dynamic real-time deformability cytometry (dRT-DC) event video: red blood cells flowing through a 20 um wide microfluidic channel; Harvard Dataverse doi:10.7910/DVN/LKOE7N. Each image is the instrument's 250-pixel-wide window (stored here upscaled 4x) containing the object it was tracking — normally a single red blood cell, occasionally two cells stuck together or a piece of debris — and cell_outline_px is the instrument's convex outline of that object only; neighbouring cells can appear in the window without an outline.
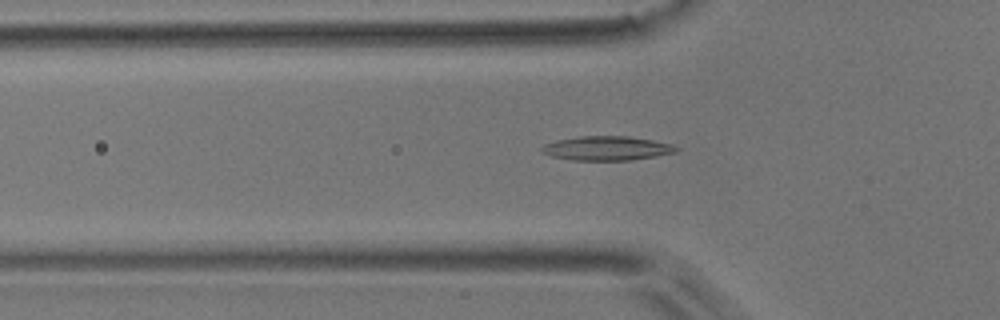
{"species": "common noctule bat (a hibernating species)", "species_latin": "Nyctalus noctula", "temperature_condition": "room temperature", "stored_images_in_passage": 28, "camera_frame_rate_fps": 3000, "um_per_image_px": 0.085, "animal": {"sex": "male", "body_mass_g": 17.9}, "frame": {"image": 1, "passage_image": 2, "time_ms": 0.333, "image_size_px": [1000, 320], "cell_outline_px": [[680, 148], [676, 152], [656, 156], [628, 160], [572, 160], [552, 156], [540, 152], [540, 148], [544, 144], [556, 140], [580, 136], [628, 136], [652, 140], [672, 144]], "centroid_in_image_um": [51.56, 12.6], "position_along_channel_um": 74.2, "area_um2": 18.96}}
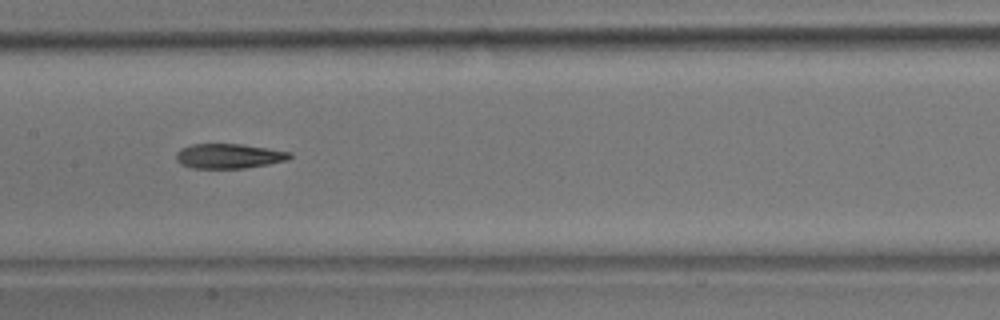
{"frame": {"image": 2, "passage_image": 11, "time_ms": 3.333, "image_size_px": [1000, 320], "cell_outline_px": [[292, 156], [288, 160], [268, 164], [244, 168], [192, 168], [180, 164], [176, 160], [176, 152], [180, 148], [192, 144], [240, 144], [268, 148], [292, 152]], "centroid_in_image_um": [19.44, 13.26], "position_along_channel_um": 188.0, "area_um2": 16.47}}
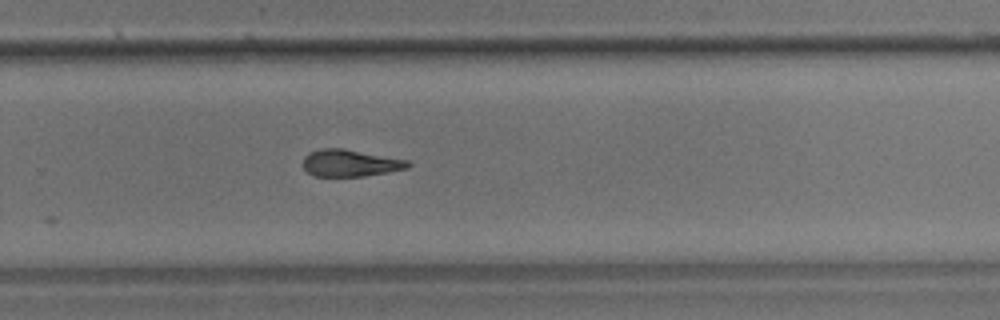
{"frame": {"image": 3, "passage_image": 20, "time_ms": 6.333, "image_size_px": [1000, 320], "cell_outline_px": [[412, 164], [408, 168], [388, 172], [364, 176], [312, 176], [304, 168], [304, 156], [308, 152], [320, 148], [344, 148], [408, 160]], "centroid_in_image_um": [29.76, 13.85], "position_along_channel_um": 300.0, "area_um2": 16.59}, "authors_computed_cell_mechanics": {"area_um2": 16.8198, "velocity_mm_per_s": 3.7514, "shape_relaxation_time_tau1_ms": 6.7084, "shape_relaxation_time_tau2_ms": 5.9998, "deformation_change_tau1": 0.2042, "deformation_change_tau2": 0.1663}}